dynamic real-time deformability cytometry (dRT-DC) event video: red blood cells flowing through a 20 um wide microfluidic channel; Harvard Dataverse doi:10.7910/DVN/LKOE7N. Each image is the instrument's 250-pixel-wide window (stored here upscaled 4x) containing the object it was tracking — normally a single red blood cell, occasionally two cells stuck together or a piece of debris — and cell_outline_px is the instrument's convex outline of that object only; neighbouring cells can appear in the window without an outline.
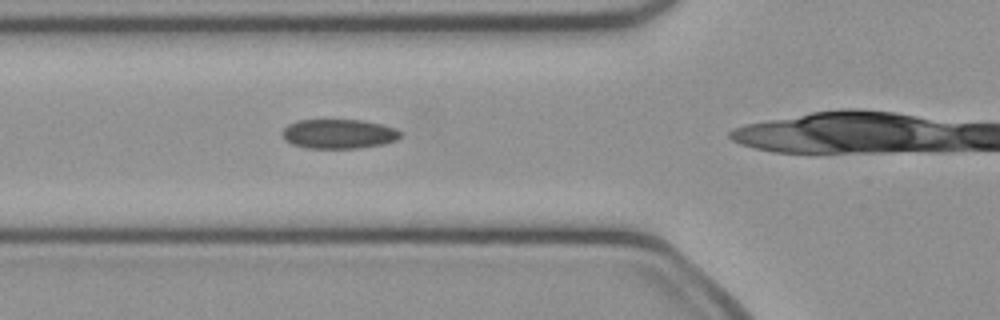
{"species": "common noctule bat (a hibernating species)", "species_latin": "Nyctalus noctula", "temperature_condition": "cold", "stored_images_in_passage": 27, "camera_frame_rate_fps": 3000, "um_per_image_px": 0.085, "animal": {"sex": "female", "body_mass_g": 21.9}, "frame": {"image": 1, "passage_image": 11, "time_ms": 3.333, "image_size_px": [1000, 320], "cell_outline_px": [[400, 136], [396, 140], [384, 144], [360, 148], [304, 148], [292, 144], [284, 140], [280, 136], [280, 132], [288, 124], [296, 120], [364, 120], [396, 128], [400, 132]], "centroid_in_image_um": [28.73, 11.38], "position_along_channel_um": 97.1, "area_um2": 20.52}}
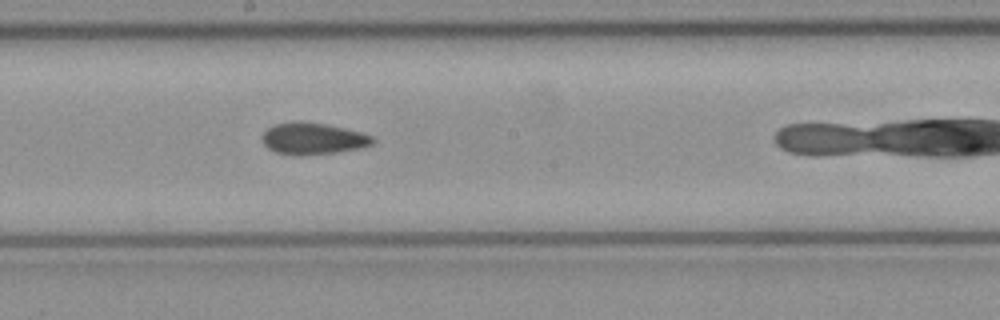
{"frame": {"image": 2, "passage_image": 20, "time_ms": 6.333, "image_size_px": [1000, 320], "cell_outline_px": [[376, 140], [372, 144], [364, 148], [336, 152], [300, 156], [296, 156], [276, 152], [268, 148], [264, 144], [260, 136], [268, 128], [276, 124], [296, 120], [304, 120], [328, 124], [360, 132], [372, 136]], "centroid_in_image_um": [26.6, 11.77], "position_along_channel_um": 221.6, "area_um2": 20.81}}
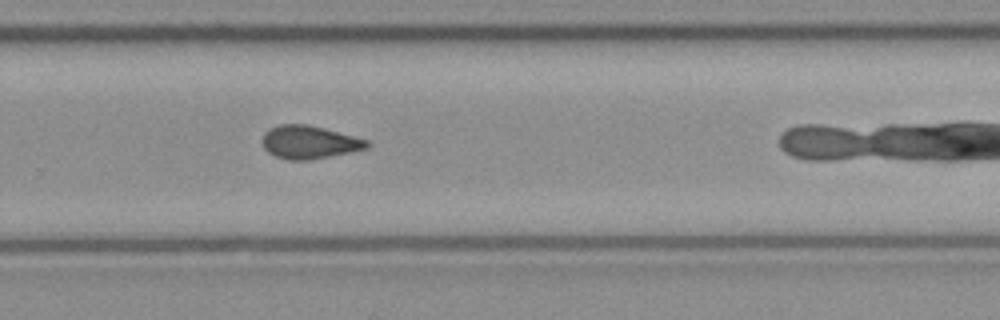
{"frame": {"image": 3, "passage_image": 26, "time_ms": 8.333, "image_size_px": [1000, 320], "cell_outline_px": [[372, 144], [368, 148], [352, 152], [308, 160], [288, 160], [276, 156], [268, 152], [264, 148], [260, 140], [264, 132], [280, 124], [308, 124], [324, 128], [368, 140]], "centroid_in_image_um": [26.29, 12.09], "position_along_channel_um": 303.5, "area_um2": 20.29}}